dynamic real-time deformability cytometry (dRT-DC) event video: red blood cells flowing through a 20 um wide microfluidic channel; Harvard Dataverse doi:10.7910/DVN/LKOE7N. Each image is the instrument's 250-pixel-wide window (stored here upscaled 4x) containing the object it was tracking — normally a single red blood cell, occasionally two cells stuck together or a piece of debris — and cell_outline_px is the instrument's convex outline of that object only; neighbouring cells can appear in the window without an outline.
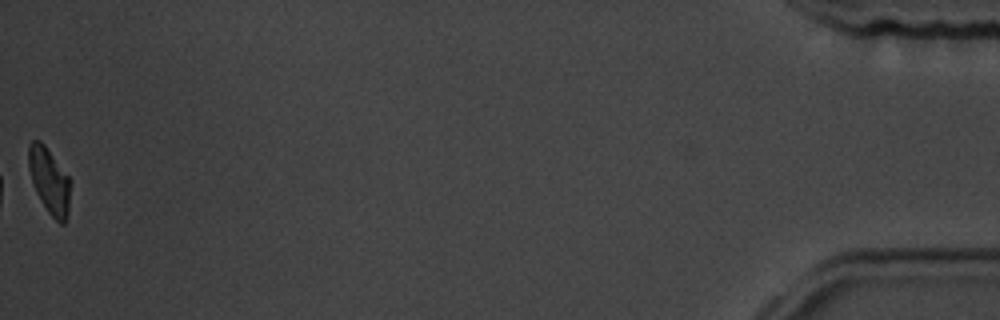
{"species": "common noctule bat (a hibernating species)", "species_latin": "Nyctalus noctula", "temperature_condition": "room temperature", "stored_images_in_passage": 60, "segment_of_instrument_passage": [2, 2], "camera_frame_rate_fps": 3000, "um_per_image_px": 0.085, "animal": {"sex": "male", "body_mass_g": 19.5, "forearm_length_mm": 54.6}, "frame": {"image": 1, "passage_image": 60, "time_ms": 19.667, "image_size_px": [1000, 320], "cell_outline_px": [[72, 180], [68, 212], [64, 224], [60, 224], [48, 212], [36, 192], [28, 168], [28, 144], [32, 140], [40, 140], [44, 144]], "centroid_in_image_um": [4.21, 15.35], "position_along_channel_um": 431.0, "area_um2": 16.18}}